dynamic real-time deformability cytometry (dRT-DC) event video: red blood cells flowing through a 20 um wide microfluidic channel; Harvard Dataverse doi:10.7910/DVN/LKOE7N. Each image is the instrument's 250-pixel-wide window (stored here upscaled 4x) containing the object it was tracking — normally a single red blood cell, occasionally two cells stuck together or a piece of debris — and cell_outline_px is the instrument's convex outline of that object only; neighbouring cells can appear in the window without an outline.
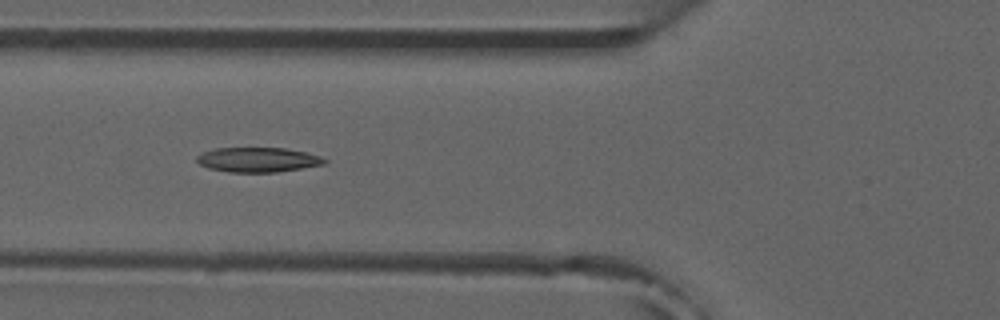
{"species": "common noctule bat (a hibernating species)", "species_latin": "Nyctalus noctula", "temperature_condition": "room temperature", "stored_images_in_passage": 6, "camera_frame_rate_fps": 3000, "um_per_image_px": 0.085, "animal": {"sex": "male", "forearm_length_mm": 52.5}, "frame": {"image": 1, "passage_image": 5, "time_ms": 4.667, "image_size_px": [1000, 320], "cell_outline_px": [[328, 160], [324, 164], [276, 172], [228, 172], [208, 168], [200, 164], [196, 160], [196, 156], [204, 152], [216, 148], [284, 148], [304, 152], [320, 156]], "centroid_in_image_um": [21.89, 13.58], "position_along_channel_um": 103.9, "area_um2": 18.21}}
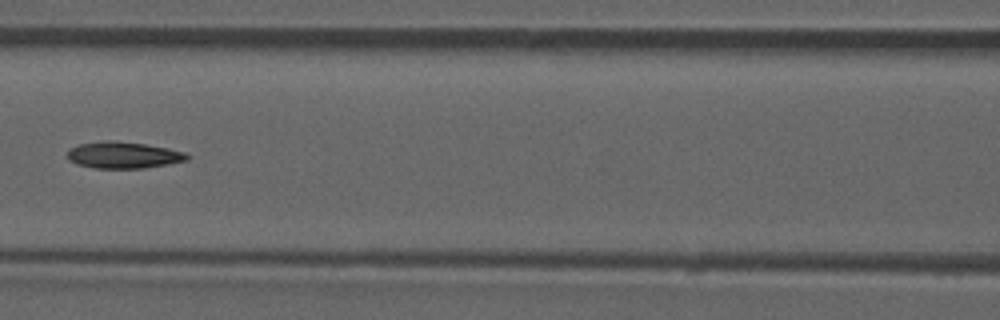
{"frame": {"image": 2, "passage_image": 6, "time_ms": 6.0, "image_size_px": [1000, 320], "cell_outline_px": [[192, 156], [188, 160], [168, 164], [144, 168], [96, 168], [76, 164], [68, 160], [68, 152], [72, 148], [80, 144], [108, 140], [116, 140], [144, 144], [168, 148], [184, 152]], "centroid_in_image_um": [10.52, 13.18], "position_along_channel_um": 156.1, "area_um2": 18.5}}